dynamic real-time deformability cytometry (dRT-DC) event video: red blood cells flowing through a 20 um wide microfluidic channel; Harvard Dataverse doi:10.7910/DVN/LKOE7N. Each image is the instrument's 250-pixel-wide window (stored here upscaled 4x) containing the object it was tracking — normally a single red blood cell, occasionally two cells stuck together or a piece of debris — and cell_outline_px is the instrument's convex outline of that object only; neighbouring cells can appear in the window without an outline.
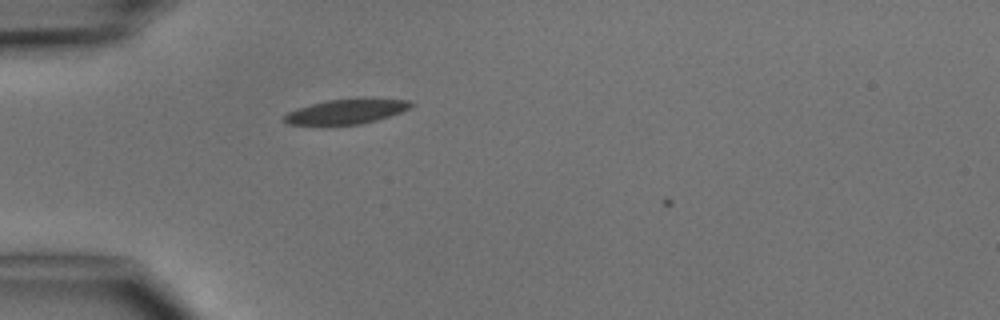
{"species": "common noctule bat (a hibernating species)", "species_latin": "Nyctalus noctula", "temperature_condition": "cold", "stored_images_in_passage": 3, "camera_frame_rate_fps": 3000, "um_per_image_px": 0.085, "animal": {"sex": "male", "body_mass_g": 15.6}, "frame": {"image": 1, "passage_image": 3, "time_ms": 2.333, "image_size_px": [1000, 320], "cell_outline_px": [[416, 104], [400, 112], [376, 120], [360, 124], [288, 124], [284, 120], [284, 116], [288, 112], [312, 104], [328, 100], [356, 96], [360, 96], [408, 100]], "centroid_in_image_um": [29.52, 9.42], "position_along_channel_um": 55.5, "area_um2": 18.44}}